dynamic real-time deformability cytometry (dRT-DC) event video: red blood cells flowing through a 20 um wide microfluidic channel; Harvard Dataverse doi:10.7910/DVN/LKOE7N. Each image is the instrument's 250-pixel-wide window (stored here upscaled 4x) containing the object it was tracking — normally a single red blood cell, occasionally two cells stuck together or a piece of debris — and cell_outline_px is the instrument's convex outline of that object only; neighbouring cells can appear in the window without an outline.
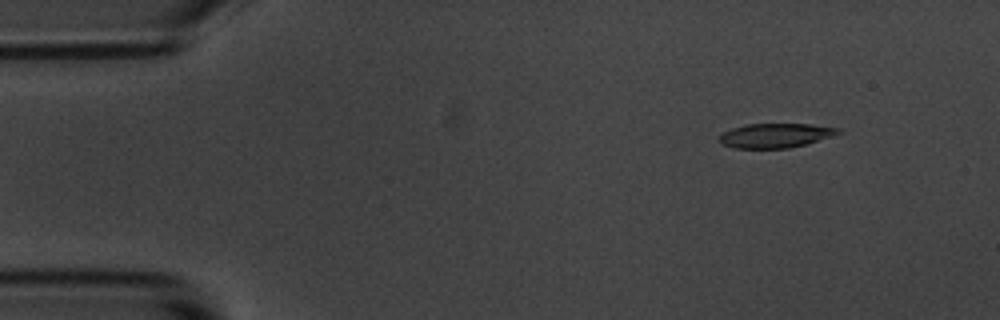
{"species": "common noctule bat (a hibernating species)", "species_latin": "Nyctalus noctula", "temperature_condition": "room temperature", "stored_images_in_passage": 5, "camera_frame_rate_fps": 3000, "um_per_image_px": 0.085, "animal": {"sex": "male", "body_mass_g": 20.1, "forearm_length_mm": 53.5}, "frame": {"image": 1, "passage_image": 2, "time_ms": 0.333, "image_size_px": [1000, 320], "cell_outline_px": [[840, 132], [804, 144], [788, 148], [736, 148], [720, 144], [720, 136], [724, 132], [732, 128], [748, 124], [808, 124], [840, 128]], "centroid_in_image_um": [65.84, 11.51], "position_along_channel_um": 19.2, "area_um2": 16.42}}
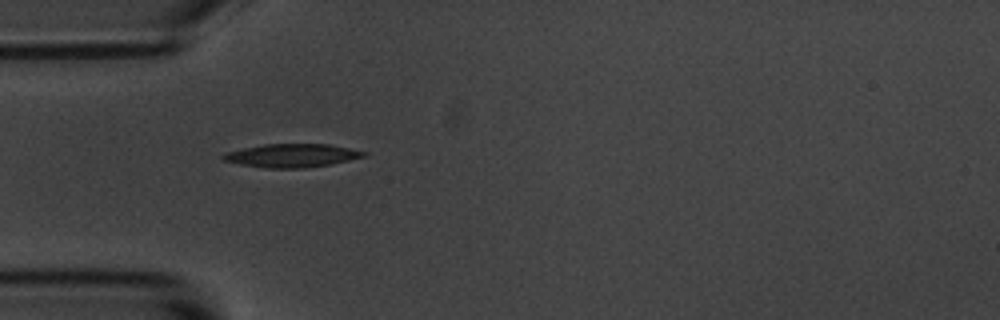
{"frame": {"image": 2, "passage_image": 5, "time_ms": 1.333, "image_size_px": [1000, 320], "cell_outline_px": [[368, 156], [328, 164], [304, 168], [264, 168], [240, 164], [224, 160], [220, 156], [228, 152], [244, 148], [264, 144], [328, 144], [368, 152]], "centroid_in_image_um": [24.82, 13.22], "position_along_channel_um": 60.2, "area_um2": 18.96}}